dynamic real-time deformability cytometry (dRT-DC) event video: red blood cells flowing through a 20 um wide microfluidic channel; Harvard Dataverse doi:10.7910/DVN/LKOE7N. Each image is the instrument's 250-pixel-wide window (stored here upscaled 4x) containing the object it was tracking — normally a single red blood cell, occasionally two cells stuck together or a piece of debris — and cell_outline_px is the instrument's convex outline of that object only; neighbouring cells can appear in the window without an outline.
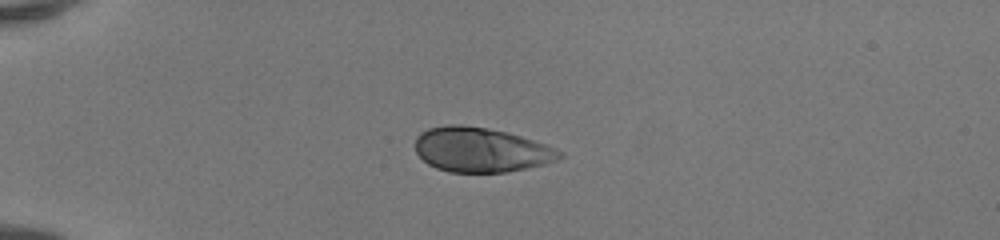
{"species": "human", "species_latin": "Homo sapiens", "temperature_condition": "room temperature", "stored_images_in_passage": 5, "camera_frame_rate_fps": 3000, "um_per_image_px": 0.085, "donor": {"sex": "female"}, "frame": {"image": 1, "passage_image": 1, "time_ms": 0.0, "image_size_px": [1000, 240], "cell_outline_px": [[564, 156], [560, 160], [544, 164], [504, 172], [448, 172], [436, 168], [428, 164], [416, 152], [416, 136], [420, 132], [428, 128], [448, 124], [460, 124], [488, 128], [508, 132], [556, 148], [564, 152]], "centroid_in_image_um": [40.88, 12.72], "position_along_channel_um": 44.1, "area_um2": 37.63}}